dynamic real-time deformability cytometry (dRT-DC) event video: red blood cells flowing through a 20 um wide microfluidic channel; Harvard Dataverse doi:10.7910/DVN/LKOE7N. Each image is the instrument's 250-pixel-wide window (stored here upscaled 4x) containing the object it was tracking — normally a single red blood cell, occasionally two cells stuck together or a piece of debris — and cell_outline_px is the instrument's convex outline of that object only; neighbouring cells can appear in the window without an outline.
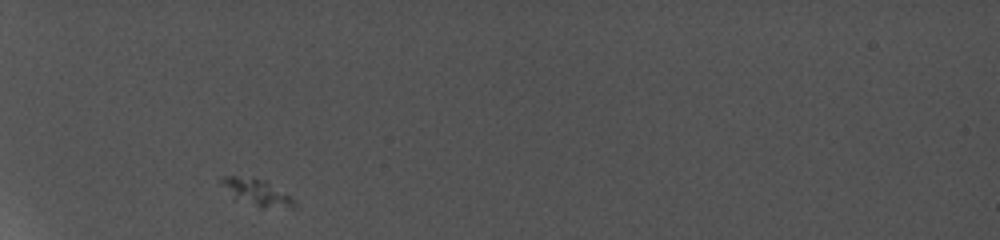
{"species": "common noctule bat (a hibernating species)", "species_latin": "Nyctalus noctula", "temperature_condition": "cold", "stored_images_in_passage": 9, "camera_frame_rate_fps": 5000, "um_per_image_px": 0.085, "animal": {"sex": "female", "body_mass_g": 19.0, "forearm_length_mm": 56.7}, "frame": {"image": 1, "passage_image": 1, "time_ms": 0.0, "image_size_px": [1000, 240], "cell_outline_px": [[296, 204], [260, 208], [232, 200], [220, 180], [220, 176], [252, 176], [268, 180], [288, 196]], "centroid_in_image_um": [21.66, 16.3], "position_along_channel_um": 63.3, "area_um2": 11.33}}
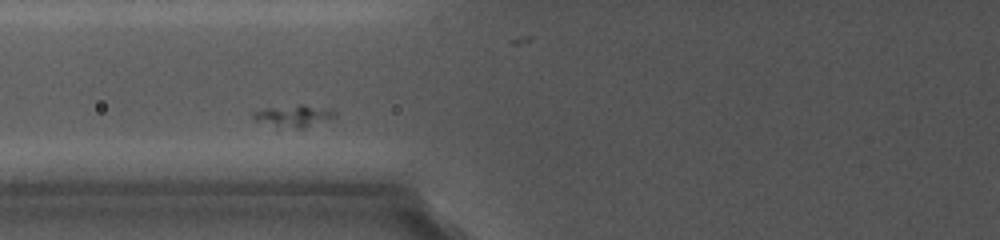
{"frame": {"image": 2, "passage_image": 3, "time_ms": 1.8, "image_size_px": [1000, 240], "cell_outline_px": [[336, 116], [328, 120], [304, 128], [276, 132], [252, 120], [252, 112], [264, 108], [300, 104], [304, 104], [328, 108], [336, 112]], "centroid_in_image_um": [24.82, 9.93], "position_along_channel_um": 101.0, "area_um2": 11.62}}